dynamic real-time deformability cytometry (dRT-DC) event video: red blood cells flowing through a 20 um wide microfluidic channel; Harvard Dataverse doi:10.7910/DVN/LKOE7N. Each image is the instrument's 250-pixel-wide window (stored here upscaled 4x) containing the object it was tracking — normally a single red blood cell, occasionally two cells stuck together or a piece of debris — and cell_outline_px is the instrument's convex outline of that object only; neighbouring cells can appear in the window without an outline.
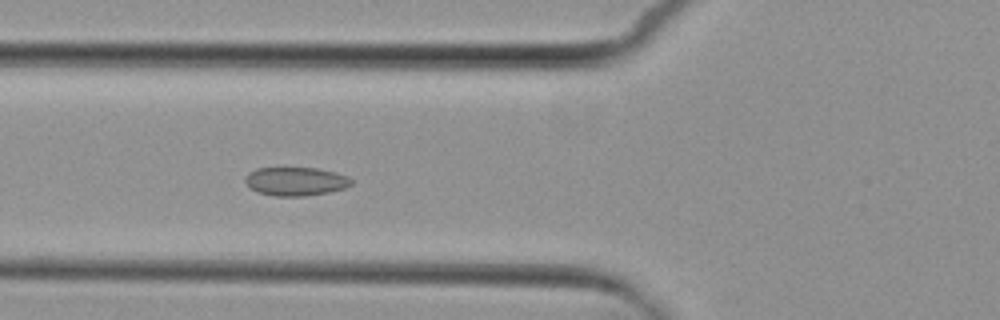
{"species": "common noctule bat (a hibernating species)", "species_latin": "Nyctalus noctula", "temperature_condition": "cold", "stored_images_in_passage": 8, "camera_frame_rate_fps": 3000, "um_per_image_px": 0.085, "animal": {"sex": "female", "body_mass_g": 29.2, "forearm_length_mm": 56.3}, "frame": {"image": 1, "passage_image": 5, "time_ms": 4.667, "image_size_px": [1000, 320], "cell_outline_px": [[352, 184], [344, 188], [328, 192], [304, 196], [276, 196], [256, 192], [244, 180], [244, 176], [248, 172], [256, 168], [316, 168], [336, 172], [348, 176], [352, 180]], "centroid_in_image_um": [25.12, 15.41], "position_along_channel_um": 100.7, "area_um2": 17.69}}
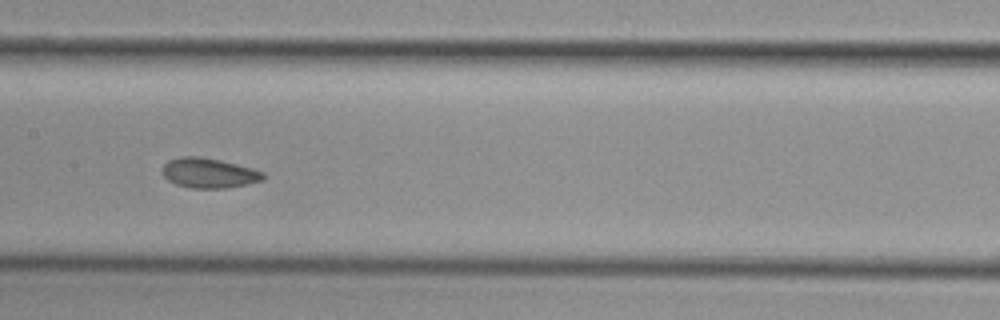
{"frame": {"image": 2, "passage_image": 7, "time_ms": 7.0, "image_size_px": [1000, 320], "cell_outline_px": [[264, 180], [228, 188], [192, 188], [176, 184], [168, 180], [164, 176], [164, 164], [168, 160], [180, 156], [200, 156], [220, 160], [252, 168], [264, 172]], "centroid_in_image_um": [17.77, 14.7], "position_along_channel_um": 189.6, "area_um2": 17.51}}
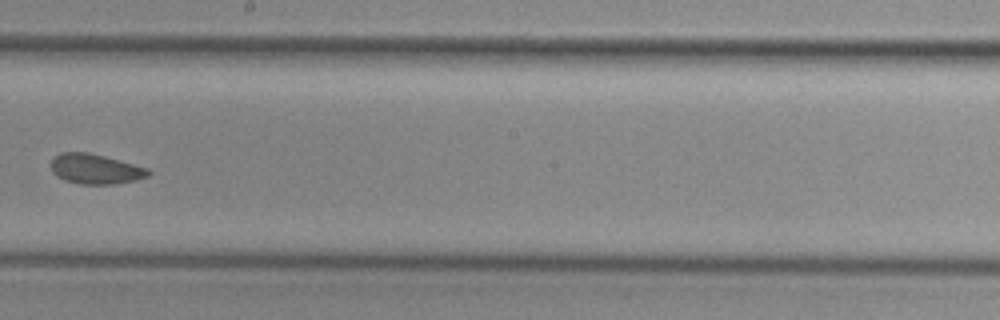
{"frame": {"image": 3, "passage_image": 8, "time_ms": 8.333, "image_size_px": [1000, 320], "cell_outline_px": [[152, 172], [148, 176], [136, 180], [116, 184], [80, 184], [64, 180], [56, 176], [52, 172], [52, 160], [60, 152], [88, 152], [104, 156], [148, 168]], "centroid_in_image_um": [8.12, 14.37], "position_along_channel_um": 240.1, "area_um2": 16.99}}